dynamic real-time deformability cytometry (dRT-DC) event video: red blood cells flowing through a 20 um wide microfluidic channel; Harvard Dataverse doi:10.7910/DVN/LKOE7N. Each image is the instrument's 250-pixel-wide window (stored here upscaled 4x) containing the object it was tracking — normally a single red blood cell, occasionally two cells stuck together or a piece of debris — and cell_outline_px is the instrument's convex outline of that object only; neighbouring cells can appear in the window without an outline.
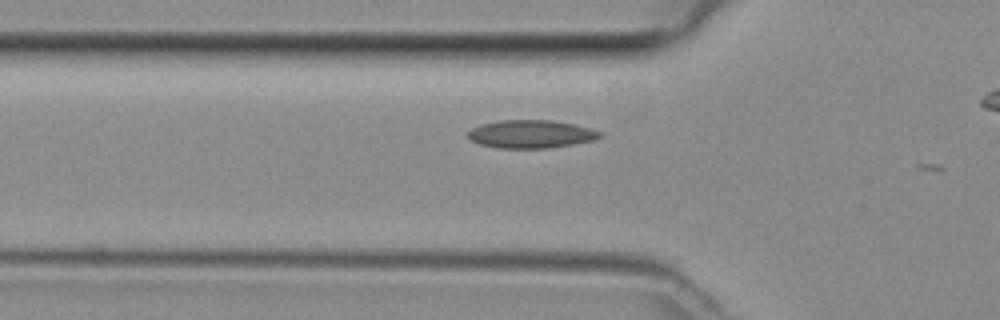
{"species": "common noctule bat (a hibernating species)", "species_latin": "Nyctalus noctula", "temperature_condition": "room temperature", "stored_images_in_passage": 3, "camera_frame_rate_fps": 3000, "um_per_image_px": 0.085, "animal": {"sex": "female", "body_mass_g": 29.2, "forearm_length_mm": 56.3}, "frame": {"image": 1, "passage_image": 2, "time_ms": 0.333, "image_size_px": [1000, 320], "cell_outline_px": [[604, 132], [600, 136], [592, 140], [572, 144], [548, 148], [500, 148], [480, 144], [472, 140], [468, 136], [468, 132], [472, 128], [480, 124], [500, 120], [552, 120], [572, 124]], "centroid_in_image_um": [45.11, 11.39], "position_along_channel_um": 80.7, "area_um2": 21.33}}